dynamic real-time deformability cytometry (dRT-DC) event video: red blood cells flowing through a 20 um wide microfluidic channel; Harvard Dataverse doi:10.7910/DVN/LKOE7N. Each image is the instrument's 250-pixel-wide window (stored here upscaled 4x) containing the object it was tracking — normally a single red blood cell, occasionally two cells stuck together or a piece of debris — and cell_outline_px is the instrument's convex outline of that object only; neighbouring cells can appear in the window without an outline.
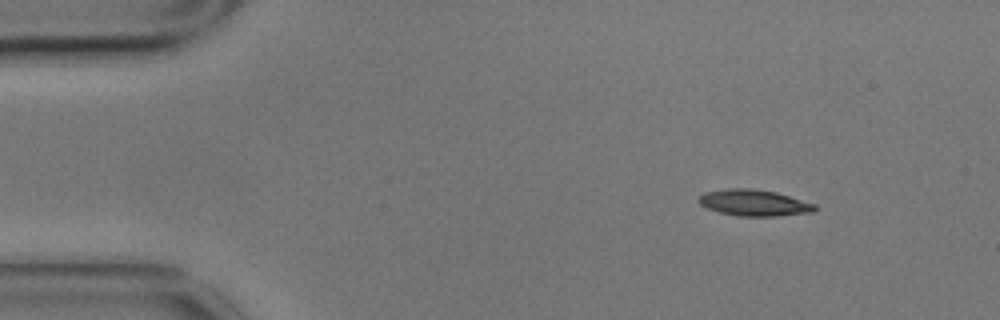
{"species": "common noctule bat (a hibernating species)", "species_latin": "Nyctalus noctula", "temperature_condition": "cold", "stored_images_in_passage": 6, "camera_frame_rate_fps": 3000, "um_per_image_px": 0.085, "animal": {"sex": "male", "body_mass_g": 17.9}, "frame": {"image": 1, "passage_image": 1, "time_ms": 0.0, "image_size_px": [1000, 320], "cell_outline_px": [[816, 208], [812, 212], [776, 216], [736, 216], [720, 212], [708, 208], [700, 204], [696, 200], [704, 192], [728, 188], [752, 188], [776, 192], [816, 204]], "centroid_in_image_um": [64.07, 17.23], "position_along_channel_um": 20.9, "area_um2": 17.8}}
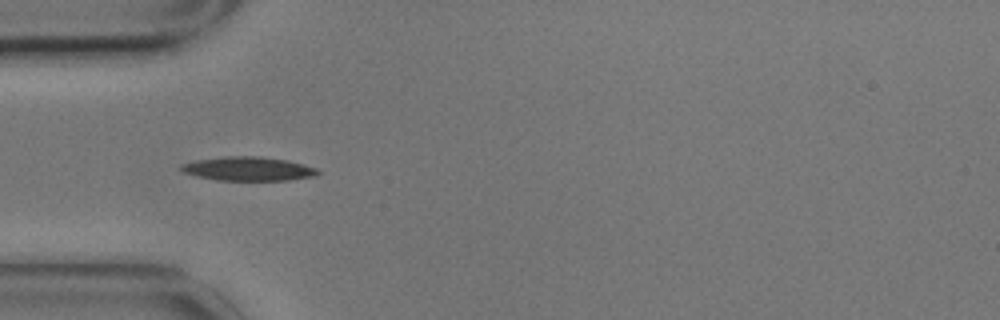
{"frame": {"image": 2, "passage_image": 4, "time_ms": 1.0, "image_size_px": [1000, 320], "cell_outline_px": [[320, 172], [316, 176], [288, 180], [216, 180], [196, 176], [184, 172], [180, 168], [180, 164], [196, 160], [228, 156], [260, 156], [288, 160], [304, 164], [316, 168]], "centroid_in_image_um": [21.12, 14.34], "position_along_channel_um": 63.9, "area_um2": 19.07}}